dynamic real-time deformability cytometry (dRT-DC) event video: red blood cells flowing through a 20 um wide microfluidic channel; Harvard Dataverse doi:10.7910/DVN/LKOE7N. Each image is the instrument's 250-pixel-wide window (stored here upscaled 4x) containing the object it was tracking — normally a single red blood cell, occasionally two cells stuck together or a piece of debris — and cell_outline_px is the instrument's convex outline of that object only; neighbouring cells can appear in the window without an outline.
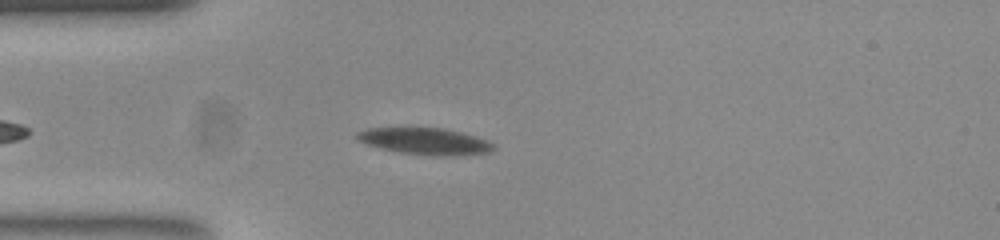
{"species": "common noctule bat (a hibernating species)", "species_latin": "Nyctalus noctula", "temperature_condition": "room temperature", "stored_images_in_passage": 40, "camera_frame_rate_fps": 3000, "um_per_image_px": 0.085, "animal": {"sex": "female", "body_mass_g": 23.0, "forearm_length_mm": 53.4}, "frame": {"image": 1, "passage_image": 8, "time_ms": 2.333, "image_size_px": [1000, 240], "cell_outline_px": [[492, 148], [480, 152], [404, 152], [384, 148], [368, 144], [360, 140], [356, 136], [360, 132], [368, 128], [444, 128], [460, 132], [484, 140], [492, 144]], "centroid_in_image_um": [35.97, 11.91], "position_along_channel_um": 49.0, "area_um2": 18.73}}
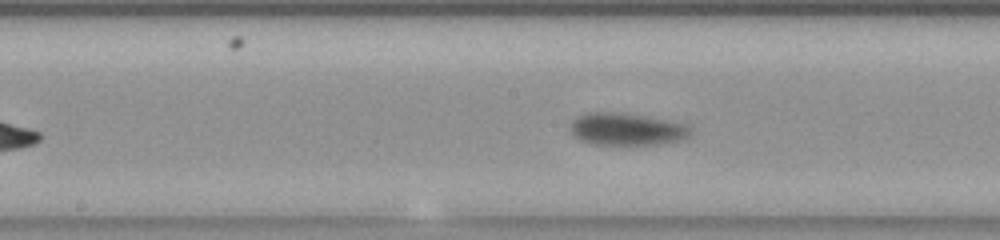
{"frame": {"image": 2, "passage_image": 21, "time_ms": 6.667, "image_size_px": [1000, 240], "cell_outline_px": [[688, 136], [672, 140], [652, 144], [592, 144], [580, 140], [572, 132], [572, 120], [588, 112], [624, 112], [680, 124], [688, 128]], "centroid_in_image_um": [53.12, 10.96], "position_along_channel_um": 195.1, "area_um2": 21.5}}
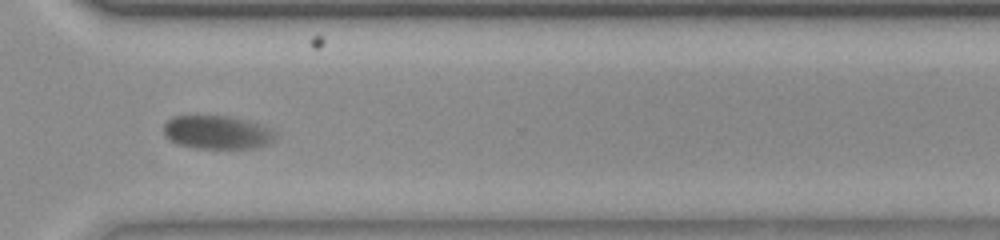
{"frame": {"image": 3, "passage_image": 34, "time_ms": 11.0, "image_size_px": [1000, 240], "cell_outline_px": [[272, 140], [256, 148], [200, 148], [180, 144], [172, 140], [164, 132], [164, 124], [172, 116], [228, 116], [256, 124], [272, 132]], "centroid_in_image_um": [18.37, 11.24], "position_along_channel_um": 352.2, "area_um2": 20.75}, "authors_computed_cell_mechanics": {"area_um2": 21.2415, "velocity_mm_per_s": 3.6248, "shape_relaxation_time_tau1_ms": 5.4276, "shape_relaxation_time_tau2_ms": null, "deformation_change_tau1": 0.2149, "deformation_change_tau2": null}}